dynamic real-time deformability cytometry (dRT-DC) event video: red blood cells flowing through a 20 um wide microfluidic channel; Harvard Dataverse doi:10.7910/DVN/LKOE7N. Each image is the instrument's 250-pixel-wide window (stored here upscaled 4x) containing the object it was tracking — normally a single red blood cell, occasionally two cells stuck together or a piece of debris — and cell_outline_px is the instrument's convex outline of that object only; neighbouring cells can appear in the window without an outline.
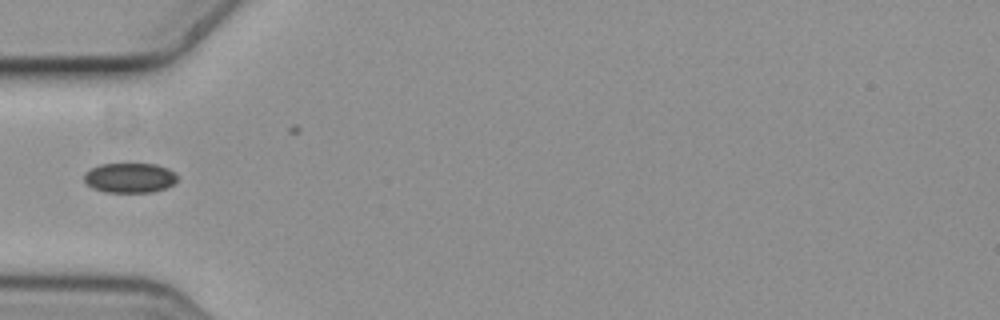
{"species": "common noctule bat (a hibernating species)", "species_latin": "Nyctalus noctula", "temperature_condition": "cold", "stored_images_in_passage": 9, "camera_frame_rate_fps": 3000, "um_per_image_px": 0.085, "animal": {"sex": "female", "body_mass_g": 19.3, "forearm_length_mm": 54.1}, "frame": {"image": 1, "passage_image": 6, "time_ms": 1.667, "image_size_px": [1000, 320], "cell_outline_px": [[176, 180], [172, 184], [164, 188], [152, 192], [104, 192], [92, 188], [84, 180], [84, 172], [100, 164], [156, 164], [168, 168], [176, 176]], "centroid_in_image_um": [10.98, 15.11], "position_along_channel_um": 74.0, "area_um2": 16.07}}
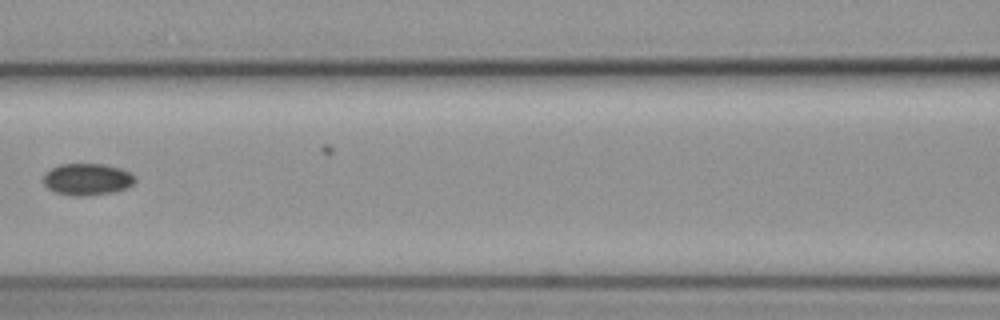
{"frame": {"image": 2, "passage_image": 8, "time_ms": 2.333, "image_size_px": [1000, 320], "cell_outline_px": [[136, 180], [128, 188], [116, 192], [84, 196], [72, 196], [56, 192], [48, 188], [44, 184], [44, 176], [52, 168], [60, 164], [104, 164], [120, 168], [136, 176]], "centroid_in_image_um": [7.45, 15.25], "position_along_channel_um": 159.1, "area_um2": 16.99}}